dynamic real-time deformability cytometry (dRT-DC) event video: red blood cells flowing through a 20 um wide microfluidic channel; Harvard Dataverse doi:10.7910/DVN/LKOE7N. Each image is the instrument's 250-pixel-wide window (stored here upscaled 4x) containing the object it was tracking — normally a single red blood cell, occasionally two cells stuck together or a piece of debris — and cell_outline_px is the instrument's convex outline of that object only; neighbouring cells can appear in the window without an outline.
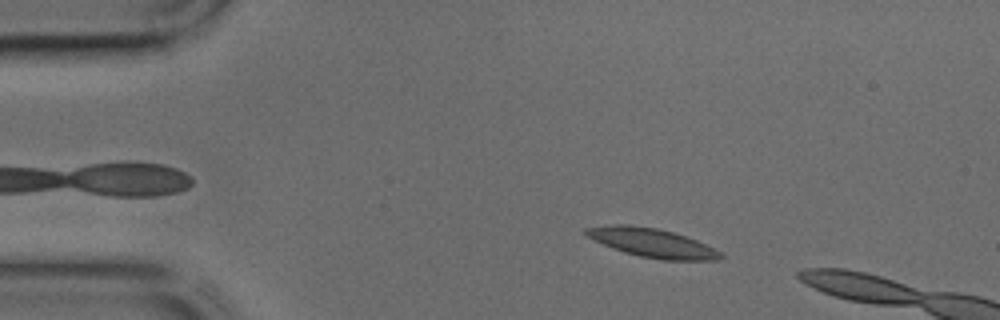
{"species": "common noctule bat (a hibernating species)", "species_latin": "Nyctalus noctula", "temperature_condition": "cold", "stored_images_in_passage": 10, "camera_frame_rate_fps": 3000, "um_per_image_px": 0.085, "animal": {"sex": "male", "body_mass_g": 17.9, "forearm_length_mm": 54.2}, "frame": {"image": 1, "passage_image": 6, "time_ms": 1.667, "image_size_px": [1000, 320], "cell_outline_px": [[724, 256], [716, 260], [664, 260], [640, 256], [624, 252], [612, 248], [588, 236], [584, 232], [584, 228], [612, 224], [628, 224], [656, 228], [672, 232], [696, 240], [720, 252]], "centroid_in_image_um": [55.4, 20.63], "position_along_channel_um": 29.6, "area_um2": 22.25}}